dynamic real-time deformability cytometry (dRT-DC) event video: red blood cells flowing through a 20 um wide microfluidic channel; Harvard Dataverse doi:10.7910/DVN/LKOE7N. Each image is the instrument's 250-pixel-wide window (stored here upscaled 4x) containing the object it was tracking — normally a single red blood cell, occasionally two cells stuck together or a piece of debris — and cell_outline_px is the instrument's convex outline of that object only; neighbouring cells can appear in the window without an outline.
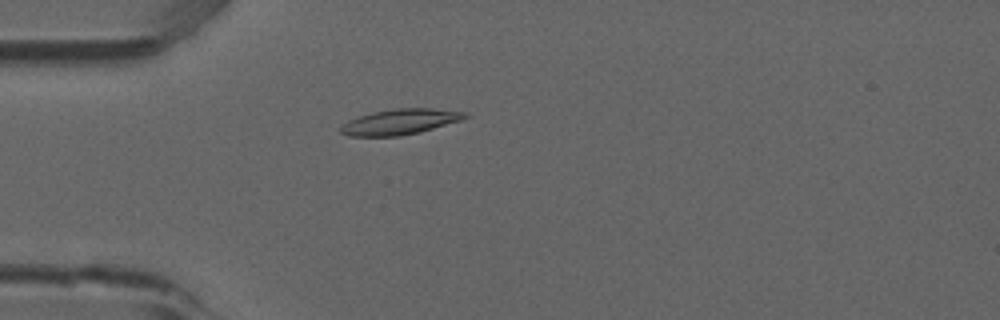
{"species": "common noctule bat (a hibernating species)", "species_latin": "Nyctalus noctula", "temperature_condition": "room temperature", "stored_images_in_passage": 5, "camera_frame_rate_fps": 3000, "um_per_image_px": 0.085, "animal": {"sex": "male", "forearm_length_mm": 52.5}, "frame": {"image": 1, "passage_image": 4, "time_ms": 1.0, "image_size_px": [1000, 320], "cell_outline_px": [[468, 116], [460, 120], [420, 132], [400, 136], [348, 136], [340, 132], [340, 128], [348, 120], [372, 112], [396, 108], [432, 108], [468, 112]], "centroid_in_image_um": [34.0, 10.35], "position_along_channel_um": 51.0, "area_um2": 18.38}}